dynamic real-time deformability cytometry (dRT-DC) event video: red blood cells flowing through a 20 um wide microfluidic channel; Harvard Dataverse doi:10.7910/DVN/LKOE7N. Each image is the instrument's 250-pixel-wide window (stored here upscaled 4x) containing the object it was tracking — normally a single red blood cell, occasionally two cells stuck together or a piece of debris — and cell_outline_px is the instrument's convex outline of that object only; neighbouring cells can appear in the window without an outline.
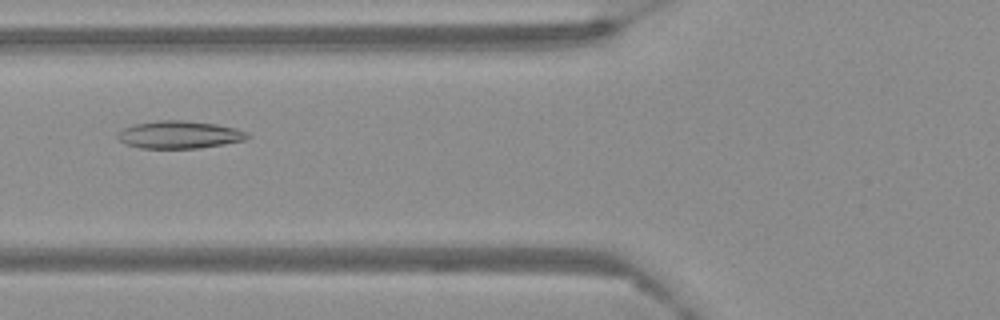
{"species": "Egyptian fruit bat (a non-hibernating species)", "species_latin": "Rousettus aegyptiacus", "temperature_condition": "warm", "stored_images_in_passage": 62, "camera_frame_rate_fps": 3000, "um_per_image_px": 0.085, "frame": {"image": 1, "passage_image": 25, "time_ms": 8.0, "image_size_px": [1000, 320], "cell_outline_px": [[252, 136], [244, 140], [224, 144], [200, 148], [140, 148], [128, 144], [120, 140], [116, 136], [124, 128], [136, 124], [160, 120], [184, 120], [216, 124], [236, 128], [248, 132]], "centroid_in_image_um": [15.31, 11.45], "position_along_channel_um": 110.5, "area_um2": 20.75}}
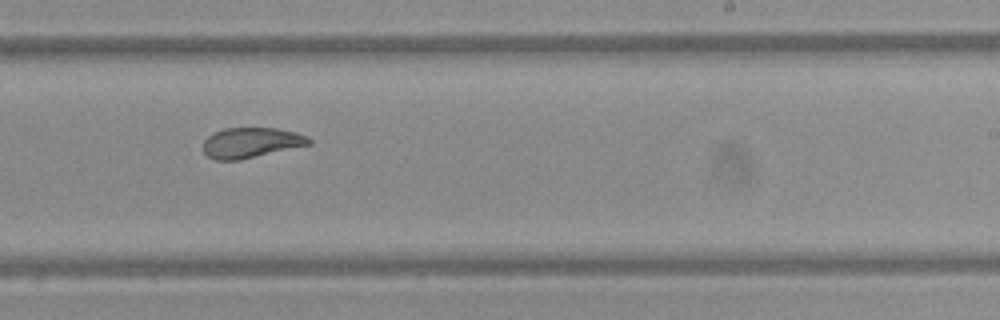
{"frame": {"image": 2, "passage_image": 39, "time_ms": 12.667, "image_size_px": [1000, 320], "cell_outline_px": [[312, 144], [240, 160], [216, 160], [208, 156], [204, 152], [204, 140], [212, 132], [224, 128], [276, 128], [296, 132], [308, 136], [312, 140]], "centroid_in_image_um": [21.36, 12.12], "position_along_channel_um": 267.6, "area_um2": 18.79}}
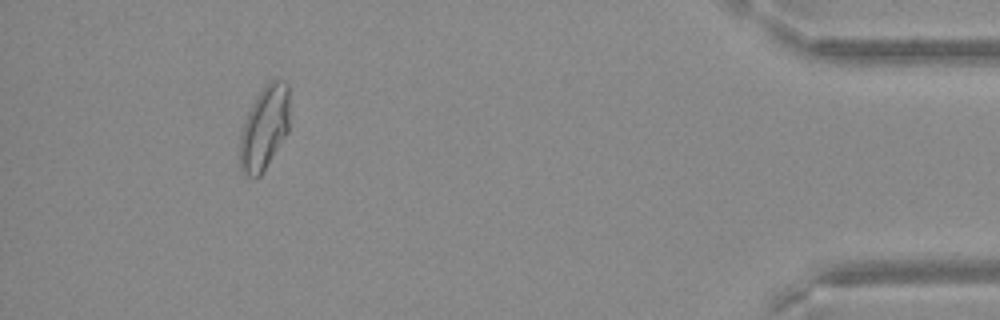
{"frame": {"image": 3, "passage_image": 57, "time_ms": 18.667, "image_size_px": [1000, 320], "cell_outline_px": [[288, 132], [260, 176], [248, 176], [240, 172], [240, 136], [248, 112], [256, 96], [264, 84], [272, 80], [284, 80], [288, 84]], "centroid_in_image_um": [22.47, 10.85], "position_along_channel_um": 412.7, "area_um2": 24.04}}